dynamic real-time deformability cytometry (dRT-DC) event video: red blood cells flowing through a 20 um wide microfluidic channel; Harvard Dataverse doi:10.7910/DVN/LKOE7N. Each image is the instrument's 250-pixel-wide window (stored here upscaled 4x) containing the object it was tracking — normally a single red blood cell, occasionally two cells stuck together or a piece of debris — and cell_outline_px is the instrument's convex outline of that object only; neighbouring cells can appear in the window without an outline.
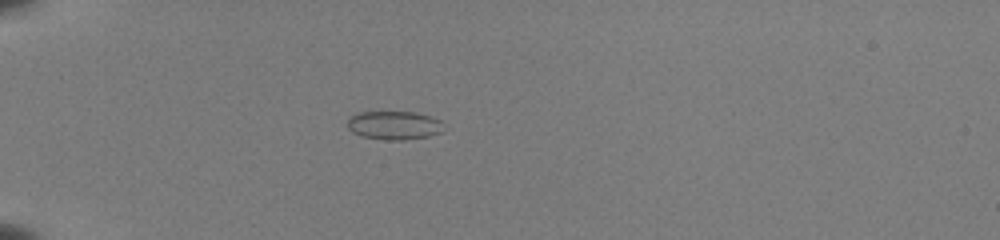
{"species": "common noctule bat (a hibernating species)", "species_latin": "Nyctalus noctula", "temperature_condition": "room temperature", "stored_images_in_passage": 41, "camera_frame_rate_fps": 3000, "um_per_image_px": 0.085, "animal": {"sex": "female", "body_mass_g": 22.0, "forearm_length_mm": 56.7}, "frame": {"image": 1, "passage_image": 5, "time_ms": 1.333, "image_size_px": [1000, 240], "cell_outline_px": [[444, 132], [428, 136], [404, 140], [384, 140], [360, 136], [352, 132], [348, 128], [348, 120], [352, 116], [360, 112], [412, 112], [432, 116], [440, 120]], "centroid_in_image_um": [33.51, 10.66], "position_along_channel_um": 51.5, "area_um2": 16.07}}
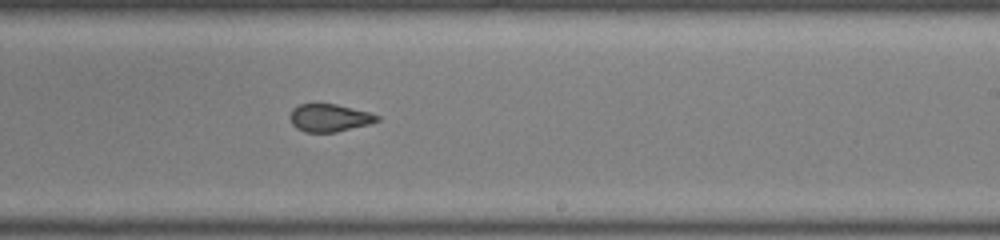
{"frame": {"image": 2, "passage_image": 23, "time_ms": 7.333, "image_size_px": [1000, 240], "cell_outline_px": [[380, 120], [368, 124], [336, 132], [304, 132], [296, 128], [292, 124], [288, 116], [292, 108], [300, 104], [316, 100], [336, 104], [368, 112], [380, 116]], "centroid_in_image_um": [27.92, 9.97], "position_along_channel_um": 261.1, "area_um2": 14.57}}
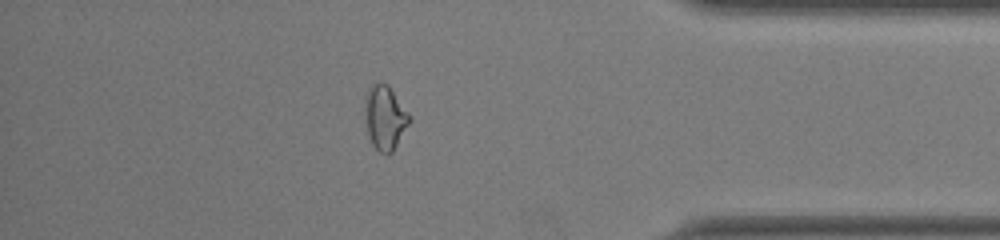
{"frame": {"image": 3, "passage_image": 35, "time_ms": 11.333, "image_size_px": [1000, 240], "cell_outline_px": [[412, 120], [392, 152], [380, 152], [372, 144], [368, 136], [364, 120], [364, 96], [372, 84], [388, 84], [412, 116]], "centroid_in_image_um": [32.72, 9.98], "position_along_channel_um": 402.5, "area_um2": 16.88}, "authors_computed_cell_mechanics": {"area_um2": 15.1436, "velocity_mm_per_s": 3.9952, "shape_relaxation_time_tau1_ms": 6.634, "shape_relaxation_time_tau2_ms": 1.1213, "deformation_change_tau1": 0.1562, "deformation_change_tau2": 0.0647}}